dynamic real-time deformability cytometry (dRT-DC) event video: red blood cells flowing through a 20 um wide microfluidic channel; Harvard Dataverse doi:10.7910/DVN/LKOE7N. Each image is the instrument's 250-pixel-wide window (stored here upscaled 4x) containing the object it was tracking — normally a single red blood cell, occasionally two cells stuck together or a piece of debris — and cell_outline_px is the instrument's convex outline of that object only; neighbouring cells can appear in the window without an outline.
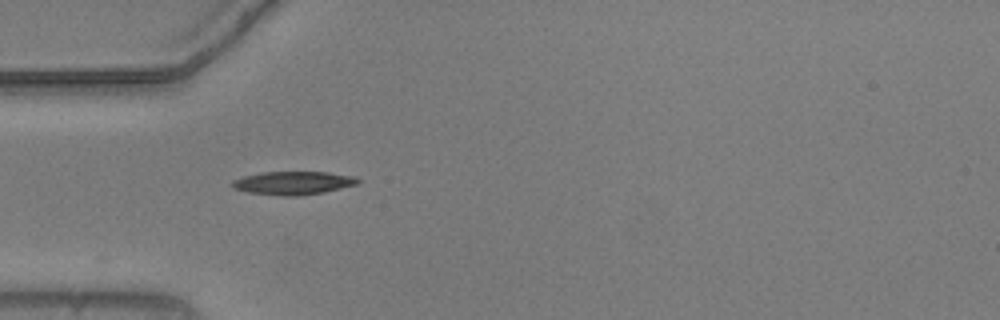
{"species": "common noctule bat (a hibernating species)", "species_latin": "Nyctalus noctula", "temperature_condition": "warm", "stored_images_in_passage": 3, "camera_frame_rate_fps": 3000, "um_per_image_px": 0.085, "animal": {"sex": "male", "body_mass_g": 20.5, "forearm_length_mm": 52.5}, "frame": {"image": 1, "passage_image": 1, "time_ms": 0.0, "image_size_px": [1000, 320], "cell_outline_px": [[360, 184], [324, 192], [300, 196], [284, 196], [248, 192], [232, 188], [232, 180], [244, 176], [260, 172], [328, 172], [356, 176], [360, 180]], "centroid_in_image_um": [24.96, 15.55], "position_along_channel_um": 60.0, "area_um2": 17.22}}